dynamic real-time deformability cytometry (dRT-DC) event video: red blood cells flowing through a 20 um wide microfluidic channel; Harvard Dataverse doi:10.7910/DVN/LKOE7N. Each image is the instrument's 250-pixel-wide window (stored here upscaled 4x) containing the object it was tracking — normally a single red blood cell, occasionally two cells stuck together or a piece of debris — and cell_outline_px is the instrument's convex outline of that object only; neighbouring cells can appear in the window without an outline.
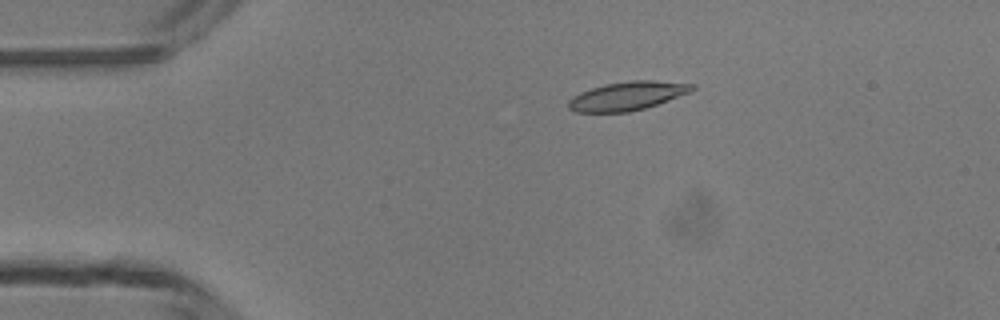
{"species": "common noctule bat (a hibernating species)", "species_latin": "Nyctalus noctula", "temperature_condition": "room temperature", "stored_images_in_passage": 4, "camera_frame_rate_fps": 3000, "um_per_image_px": 0.085, "animal": {"sex": "male", "body_mass_g": 13.3}, "frame": {"image": 1, "passage_image": 3, "time_ms": 2.333, "image_size_px": [1000, 320], "cell_outline_px": [[696, 88], [692, 92], [644, 108], [628, 112], [576, 112], [568, 108], [568, 100], [572, 96], [580, 92], [604, 84], [632, 80], [652, 80], [696, 84]], "centroid_in_image_um": [53.34, 8.14], "position_along_channel_um": 31.7, "area_um2": 20.69}}